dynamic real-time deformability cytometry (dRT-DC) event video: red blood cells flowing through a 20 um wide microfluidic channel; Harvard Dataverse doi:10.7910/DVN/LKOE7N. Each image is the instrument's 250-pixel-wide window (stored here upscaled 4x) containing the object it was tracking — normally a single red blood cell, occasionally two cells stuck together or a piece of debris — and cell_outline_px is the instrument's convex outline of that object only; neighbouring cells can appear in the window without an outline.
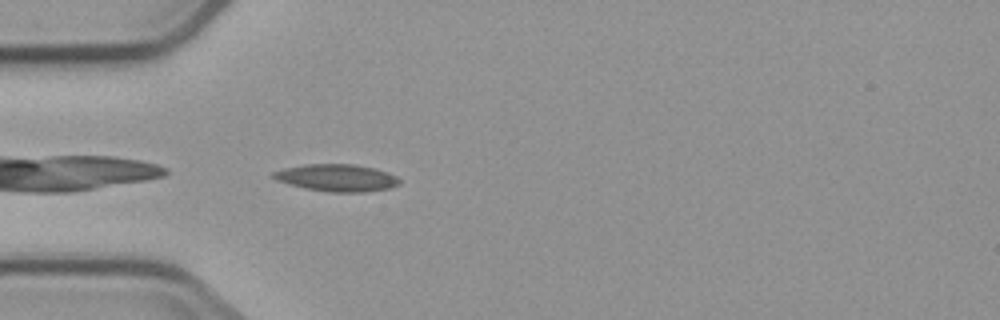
{"species": "common noctule bat (a hibernating species)", "species_latin": "Nyctalus noctula", "temperature_condition": "cold", "stored_images_in_passage": 5, "camera_frame_rate_fps": 3000, "um_per_image_px": 0.085, "animal": {"sex": "male", "body_mass_g": 23.1, "forearm_length_mm": 52.7}, "frame": {"image": 1, "passage_image": 5, "time_ms": 4.667, "image_size_px": [1000, 320], "cell_outline_px": [[400, 184], [388, 188], [364, 192], [328, 192], [304, 188], [288, 184], [276, 180], [268, 176], [272, 172], [284, 168], [304, 164], [352, 164], [372, 168], [388, 172], [396, 176], [400, 180]], "centroid_in_image_um": [28.57, 15.11], "position_along_channel_um": 56.4, "area_um2": 20.06}}